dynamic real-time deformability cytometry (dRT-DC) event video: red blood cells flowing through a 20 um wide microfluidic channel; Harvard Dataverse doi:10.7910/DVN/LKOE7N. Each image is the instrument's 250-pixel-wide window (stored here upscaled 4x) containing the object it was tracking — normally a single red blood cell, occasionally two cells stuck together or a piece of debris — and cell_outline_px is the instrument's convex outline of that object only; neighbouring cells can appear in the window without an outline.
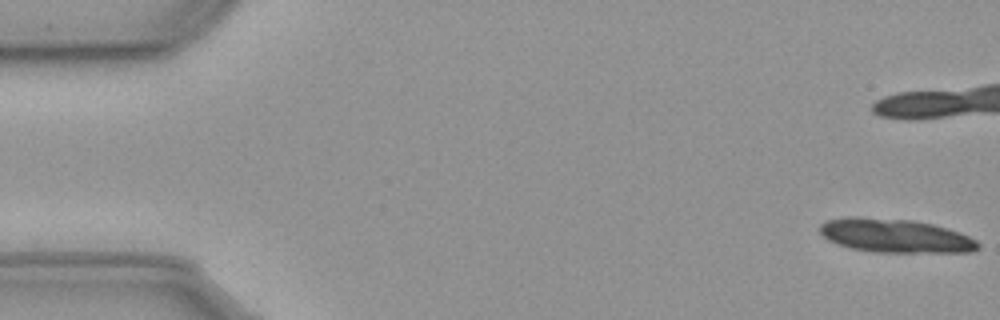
{"species": "common noctule bat (a hibernating species)", "species_latin": "Nyctalus noctula", "temperature_condition": "cold", "stored_images_in_passage": 15, "camera_frame_rate_fps": 3000, "um_per_image_px": 0.085, "animal": {"sex": "male", "body_mass_g": 23.1, "forearm_length_mm": 52.7}, "frame": {"image": 1, "passage_image": 1, "time_ms": 0.0, "image_size_px": [1000, 320], "cell_outline_px": [[980, 248], [972, 252], [872, 252], [852, 248], [836, 244], [828, 240], [820, 232], [820, 224], [828, 220], [848, 216], [852, 216], [912, 220], [932, 224], [948, 228], [960, 232], [976, 240], [980, 244]], "centroid_in_image_um": [76.11, 20.04], "position_along_channel_um": 8.9, "area_um2": 31.21}}